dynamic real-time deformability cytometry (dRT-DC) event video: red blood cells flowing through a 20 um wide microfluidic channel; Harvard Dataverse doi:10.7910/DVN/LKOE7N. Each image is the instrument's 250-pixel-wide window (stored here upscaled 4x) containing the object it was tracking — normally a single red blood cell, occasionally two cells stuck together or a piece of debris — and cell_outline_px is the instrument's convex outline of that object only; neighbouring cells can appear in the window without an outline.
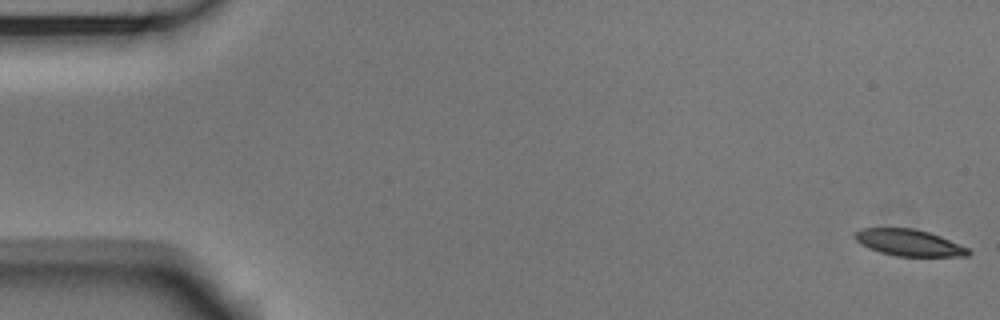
{"species": "Egyptian fruit bat (a non-hibernating species)", "species_latin": "Rousettus aegyptiacus", "temperature_condition": "room temperature", "stored_images_in_passage": 55, "camera_frame_rate_fps": 3000, "um_per_image_px": 0.085, "animal": {"sex": "male"}, "frame": {"image": 1, "passage_image": 1, "time_ms": 0.0, "image_size_px": [1000, 320], "cell_outline_px": [[972, 252], [968, 256], [896, 256], [880, 252], [868, 248], [860, 244], [852, 236], [860, 228], [912, 228], [928, 232], [940, 236], [968, 248]], "centroid_in_image_um": [77.23, 20.63], "position_along_channel_um": 7.8, "area_um2": 17.51}}
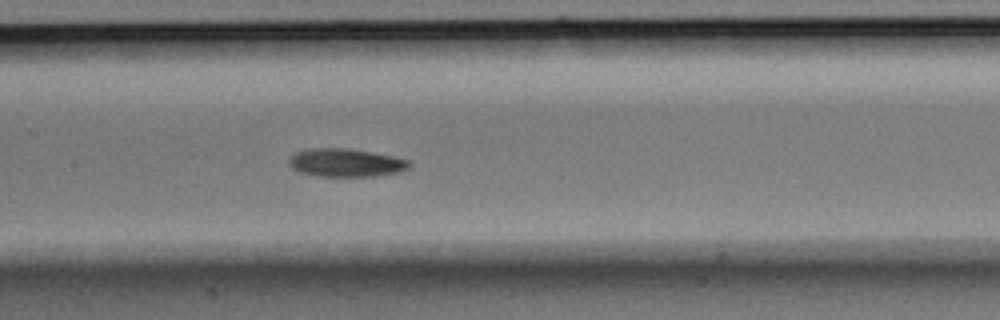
{"frame": {"image": 2, "passage_image": 26, "time_ms": 8.333, "image_size_px": [1000, 320], "cell_outline_px": [[412, 168], [400, 172], [372, 176], [316, 176], [300, 172], [292, 168], [288, 164], [288, 160], [296, 152], [308, 148], [348, 148], [372, 152], [412, 160]], "centroid_in_image_um": [29.44, 13.83], "position_along_channel_um": 178.0, "area_um2": 20.0}}
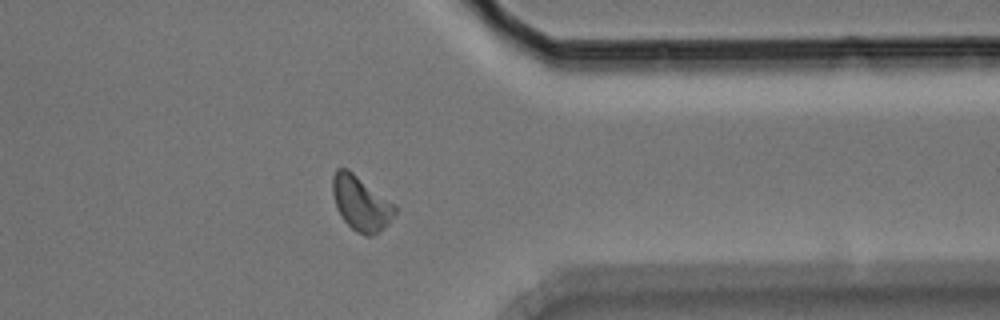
{"frame": {"image": 3, "passage_image": 43, "time_ms": 14.0, "image_size_px": [1000, 320], "cell_outline_px": [[396, 212], [388, 224], [372, 236], [364, 236], [356, 232], [344, 220], [336, 204], [332, 192], [332, 176], [336, 168], [348, 168], [396, 204]], "centroid_in_image_um": [30.69, 17.26], "position_along_channel_um": 380.7, "area_um2": 19.88}, "authors_computed_cell_mechanics": {"area_um2": 18.9584, "velocity_mm_per_s": 3.7281, "shape_relaxation_time_tau1_ms": 3.5289, "shape_relaxation_time_tau2_ms": 3.6499, "deformation_change_tau1": 0.1261, "deformation_change_tau2": 0.1015}}